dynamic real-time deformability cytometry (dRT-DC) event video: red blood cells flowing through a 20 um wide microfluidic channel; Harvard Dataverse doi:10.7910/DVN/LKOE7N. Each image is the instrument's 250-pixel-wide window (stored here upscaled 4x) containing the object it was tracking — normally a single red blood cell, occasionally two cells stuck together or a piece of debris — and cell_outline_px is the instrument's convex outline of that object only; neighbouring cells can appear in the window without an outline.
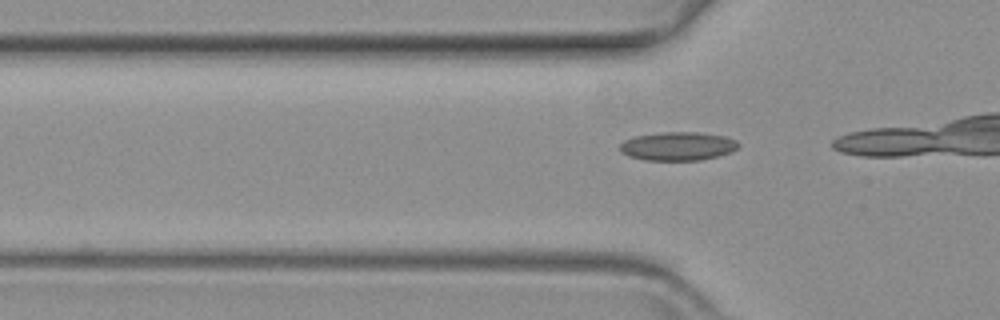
{"species": "common noctule bat (a hibernating species)", "species_latin": "Nyctalus noctula", "temperature_condition": "warm", "stored_images_in_passage": 17, "camera_frame_rate_fps": 3000, "um_per_image_px": 0.085, "animal": {"sex": "female", "body_mass_g": 19.3, "forearm_length_mm": 54.1}, "frame": {"image": 1, "passage_image": 14, "time_ms": 4.333, "image_size_px": [1000, 320], "cell_outline_px": [[740, 144], [732, 152], [700, 160], [644, 160], [628, 156], [620, 152], [620, 144], [624, 140], [632, 136], [660, 132], [696, 132], [724, 136], [736, 140]], "centroid_in_image_um": [57.57, 12.42], "position_along_channel_um": 68.2, "area_um2": 19.83}}